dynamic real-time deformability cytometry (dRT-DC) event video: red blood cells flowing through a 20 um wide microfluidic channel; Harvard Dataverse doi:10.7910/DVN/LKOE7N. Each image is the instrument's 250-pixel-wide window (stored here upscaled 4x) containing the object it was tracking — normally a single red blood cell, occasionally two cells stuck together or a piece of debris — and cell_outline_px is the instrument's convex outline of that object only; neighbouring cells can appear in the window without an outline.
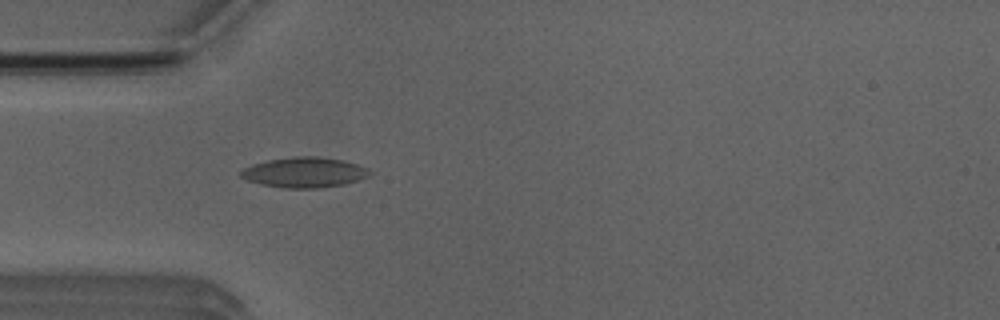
{"species": "Egyptian fruit bat (a non-hibernating species)", "species_latin": "Rousettus aegyptiacus", "temperature_condition": "room temperature", "stored_images_in_passage": 1, "camera_frame_rate_fps": 3000, "um_per_image_px": 0.085, "animal": {"sex": "male"}, "frame": {"image": 1, "passage_image": 1, "time_ms": 0.0, "image_size_px": [1000, 320], "cell_outline_px": [[372, 172], [368, 176], [344, 184], [316, 188], [284, 188], [260, 184], [248, 180], [240, 176], [240, 172], [244, 168], [252, 164], [268, 160], [296, 156], [316, 156], [344, 160], [368, 168]], "centroid_in_image_um": [25.86, 14.65], "position_along_channel_um": 59.1, "area_um2": 22.6}}